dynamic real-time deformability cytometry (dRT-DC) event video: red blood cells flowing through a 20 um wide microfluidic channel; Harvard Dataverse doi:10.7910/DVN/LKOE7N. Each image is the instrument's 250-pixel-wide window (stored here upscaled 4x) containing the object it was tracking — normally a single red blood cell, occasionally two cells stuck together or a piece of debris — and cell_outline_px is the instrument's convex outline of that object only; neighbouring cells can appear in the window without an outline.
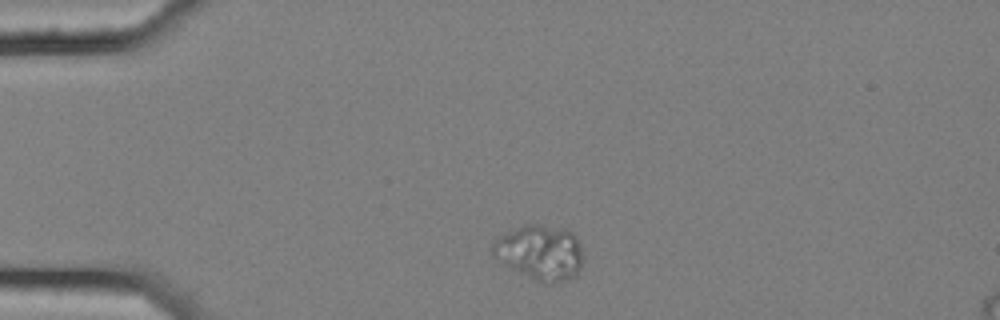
{"species": "common noctule bat (a hibernating species)", "species_latin": "Nyctalus noctula", "temperature_condition": "cold", "stored_images_in_passage": 36, "camera_frame_rate_fps": 3000, "um_per_image_px": 0.085, "animal": {"sex": "female", "body_mass_g": 25.1}, "frame": {"image": 1, "passage_image": 1, "time_ms": 0.0, "image_size_px": [1000, 320], "cell_outline_px": [[584, 260], [580, 272], [576, 276], [568, 280], [552, 284], [544, 284], [504, 264], [492, 256], [492, 244], [504, 232], [524, 224], [540, 224], [568, 228], [576, 236]], "centroid_in_image_um": [45.94, 21.45], "position_along_channel_um": 39.1, "area_um2": 29.48}}
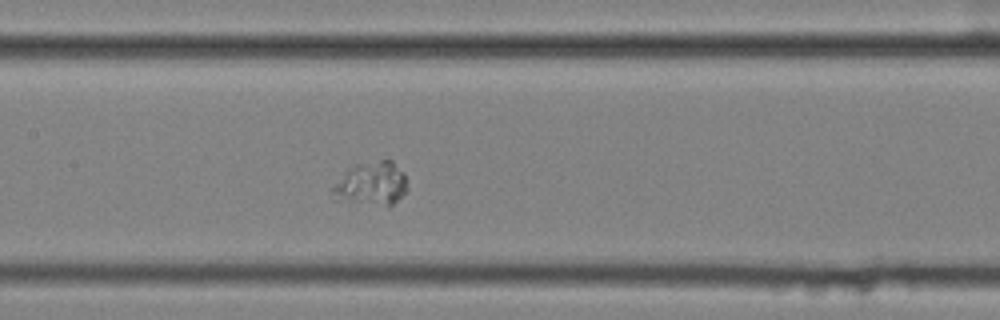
{"frame": {"image": 2, "passage_image": 16, "time_ms": 5.0, "image_size_px": [1000, 320], "cell_outline_px": [[408, 192], [388, 208], [332, 200], [328, 192], [348, 168], [356, 164], [380, 160], [392, 160], [404, 172], [408, 188]], "centroid_in_image_um": [31.55, 15.67], "position_along_channel_um": 175.8, "area_um2": 19.94}}
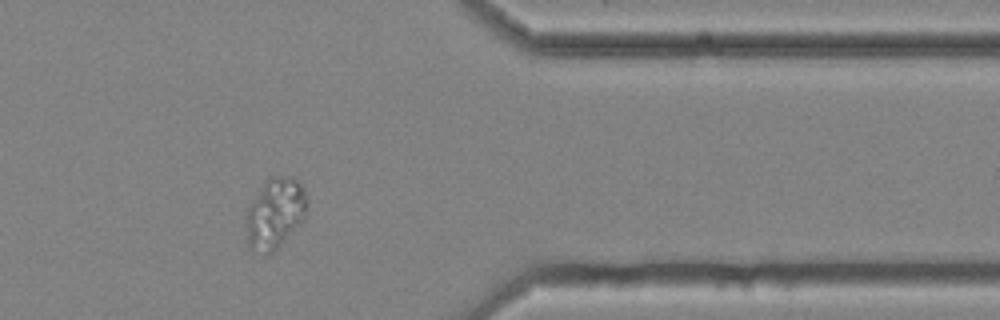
{"frame": {"image": 3, "passage_image": 35, "time_ms": 11.333, "image_size_px": [1000, 320], "cell_outline_px": [[308, 204], [304, 220], [268, 256], [248, 248], [244, 224], [248, 208], [264, 180], [272, 176], [292, 176], [300, 180], [308, 196]], "centroid_in_image_um": [23.38, 18.11], "position_along_channel_um": 388.0, "area_um2": 25.72}}